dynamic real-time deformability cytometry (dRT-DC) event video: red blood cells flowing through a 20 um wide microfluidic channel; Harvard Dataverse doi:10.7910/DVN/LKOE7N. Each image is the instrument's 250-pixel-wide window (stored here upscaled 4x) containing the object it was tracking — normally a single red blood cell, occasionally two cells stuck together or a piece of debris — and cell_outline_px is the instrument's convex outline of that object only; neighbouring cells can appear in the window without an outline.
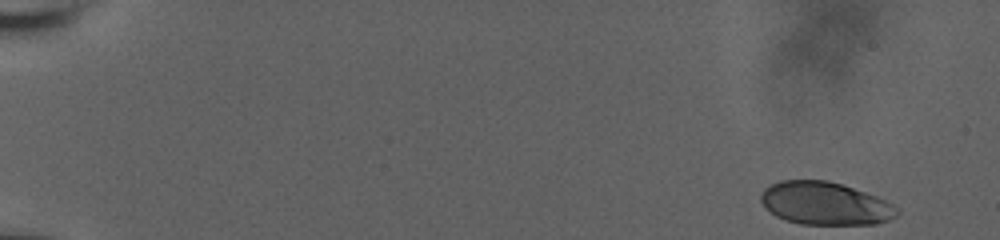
{"species": "human", "species_latin": "Homo sapiens", "temperature_condition": "room temperature", "stored_images_in_passage": 55, "camera_frame_rate_fps": 3000, "um_per_image_px": 0.085, "donor": {"sex": "male"}, "frame": {"image": 1, "passage_image": 1, "time_ms": 0.0, "image_size_px": [1000, 240], "cell_outline_px": [[900, 212], [896, 216], [888, 220], [876, 224], [800, 224], [784, 220], [776, 216], [760, 200], [760, 196], [764, 188], [780, 180], [828, 180], [876, 196], [892, 204]], "centroid_in_image_um": [70.12, 17.3], "position_along_channel_um": 14.9, "area_um2": 33.76}}
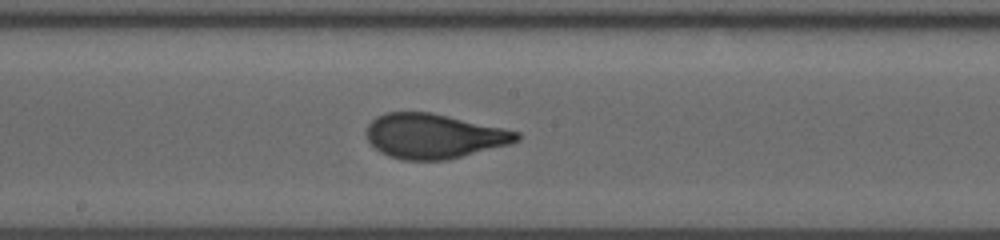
{"frame": {"image": 2, "passage_image": 31, "time_ms": 10.0, "image_size_px": [1000, 240], "cell_outline_px": [[520, 140], [512, 144], [448, 160], [404, 160], [388, 156], [380, 152], [368, 140], [368, 124], [376, 116], [384, 112], [432, 112], [520, 132]], "centroid_in_image_um": [36.91, 11.57], "position_along_channel_um": 211.3, "area_um2": 39.25}}
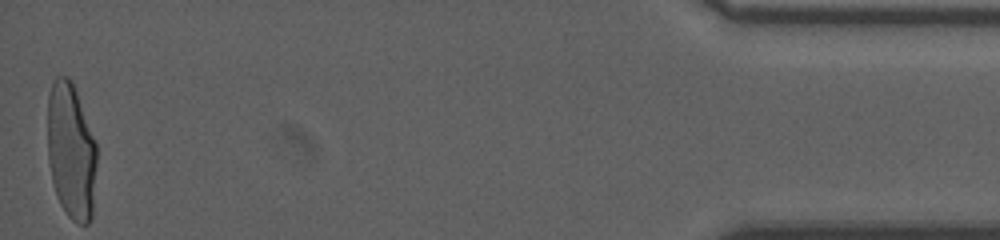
{"frame": {"image": 3, "passage_image": 55, "time_ms": 18.0, "image_size_px": [1000, 240], "cell_outline_px": [[96, 164], [92, 220], [88, 224], [76, 224], [68, 216], [60, 204], [52, 180], [48, 160], [48, 96], [52, 80], [56, 76], [68, 76], [72, 80], [96, 144]], "centroid_in_image_um": [6.04, 12.86], "position_along_channel_um": 429.2, "area_um2": 39.19}, "authors_computed_cell_mechanics": {"area_um2": 38.437, "velocity_mm_per_s": 3.7424, "shape_relaxation_time_tau1_ms": 5.1339, "shape_relaxation_time_tau2_ms": null, "deformation_change_tau1": 0.1993, "deformation_change_tau2": null}}